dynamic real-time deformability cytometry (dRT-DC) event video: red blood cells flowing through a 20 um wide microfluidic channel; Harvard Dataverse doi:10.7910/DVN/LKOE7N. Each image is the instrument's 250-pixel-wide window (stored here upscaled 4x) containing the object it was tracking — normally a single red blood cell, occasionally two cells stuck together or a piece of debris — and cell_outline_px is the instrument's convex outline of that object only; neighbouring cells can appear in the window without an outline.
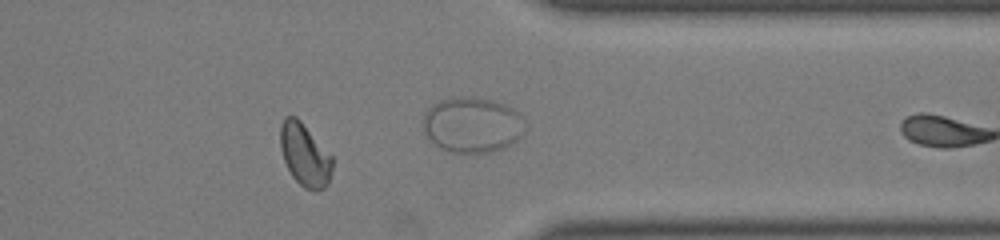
{"species": "common noctule bat (a hibernating species)", "species_latin": "Nyctalus noctula", "temperature_condition": "room temperature", "stored_images_in_passage": 48, "camera_frame_rate_fps": 3000, "um_per_image_px": 0.085, "animal": {"sex": "male", "body_mass_g": 19.0, "forearm_length_mm": 50.8}, "frame": {"image": 1, "passage_image": 41, "time_ms": 13.333, "image_size_px": [1000, 240], "cell_outline_px": [[332, 168], [328, 184], [324, 188], [316, 192], [304, 188], [292, 176], [284, 160], [280, 148], [280, 124], [284, 116], [296, 116], [300, 120], [332, 156]], "centroid_in_image_um": [25.89, 13.16], "position_along_channel_um": 385.5, "area_um2": 19.02}, "authors_computed_cell_mechanics": {"area_um2": 19.1318, "velocity_mm_per_s": 3.973, "shape_relaxation_time_tau1_ms": 1.8279, "shape_relaxation_time_tau2_ms": 1.3446, "deformation_change_tau1": 0.1146, "deformation_change_tau2": 0.0618}}